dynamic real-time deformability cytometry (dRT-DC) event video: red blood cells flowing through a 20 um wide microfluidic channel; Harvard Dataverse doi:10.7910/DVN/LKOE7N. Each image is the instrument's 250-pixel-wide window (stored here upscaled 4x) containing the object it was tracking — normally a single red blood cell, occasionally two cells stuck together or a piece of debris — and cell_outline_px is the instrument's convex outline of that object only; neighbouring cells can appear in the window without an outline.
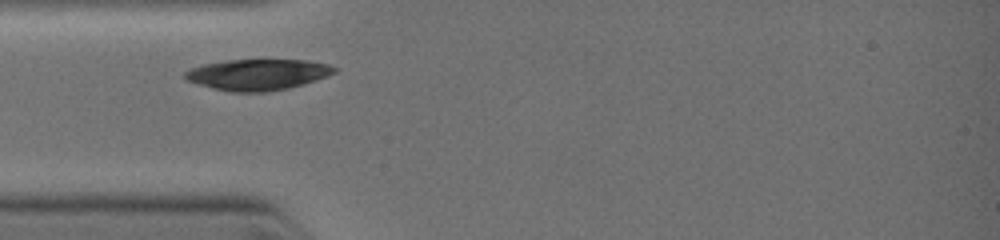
{"species": "common noctule bat (a hibernating species)", "species_latin": "Nyctalus noctula", "temperature_condition": "warm", "stored_images_in_passage": 21, "camera_frame_rate_fps": 3000, "um_per_image_px": 0.085, "animal": {"sex": "female", "body_mass_g": 19.0, "forearm_length_mm": 51.5}, "frame": {"image": 1, "passage_image": 1, "time_ms": 0.0, "image_size_px": [1000, 240], "cell_outline_px": [[336, 72], [328, 76], [304, 84], [288, 88], [264, 92], [232, 92], [212, 88], [188, 80], [184, 76], [184, 72], [192, 68], [204, 64], [224, 60], [308, 60], [328, 64], [336, 68]], "centroid_in_image_um": [21.93, 6.33], "position_along_channel_um": 63.1, "area_um2": 26.88}}